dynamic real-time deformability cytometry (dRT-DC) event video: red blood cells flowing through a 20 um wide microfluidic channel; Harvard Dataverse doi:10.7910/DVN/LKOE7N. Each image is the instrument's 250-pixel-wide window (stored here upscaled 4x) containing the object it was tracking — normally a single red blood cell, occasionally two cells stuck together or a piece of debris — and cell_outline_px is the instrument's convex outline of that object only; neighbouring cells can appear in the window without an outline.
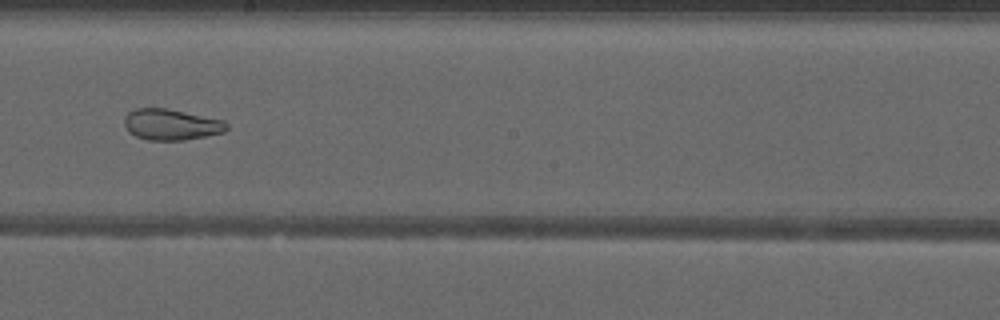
{"species": "common noctule bat (a hibernating species)", "species_latin": "Nyctalus noctula", "temperature_condition": "warm", "stored_images_in_passage": 46, "camera_frame_rate_fps": 3000, "um_per_image_px": 0.085, "animal": {"sex": "male", "forearm_length_mm": 52.5}, "frame": {"image": 1, "passage_image": 25, "time_ms": 8.0, "image_size_px": [1000, 320], "cell_outline_px": [[228, 128], [224, 132], [184, 140], [148, 140], [136, 136], [128, 132], [124, 124], [124, 116], [128, 112], [136, 108], [168, 108], [224, 120], [228, 124]], "centroid_in_image_um": [14.54, 10.58], "position_along_channel_um": 233.7, "area_um2": 18.61}}
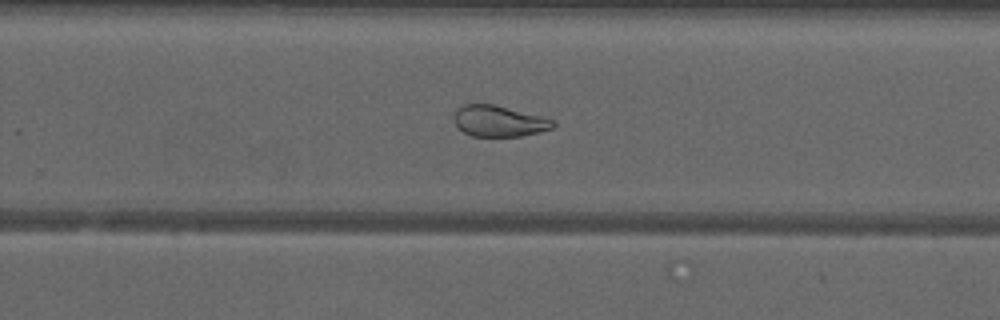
{"frame": {"image": 2, "passage_image": 29, "time_ms": 9.333, "image_size_px": [1000, 320], "cell_outline_px": [[556, 124], [552, 128], [540, 132], [520, 136], [472, 136], [464, 132], [456, 124], [456, 108], [464, 104], [492, 104], [556, 120]], "centroid_in_image_um": [42.44, 10.3], "position_along_channel_um": 287.4, "area_um2": 17.63}}
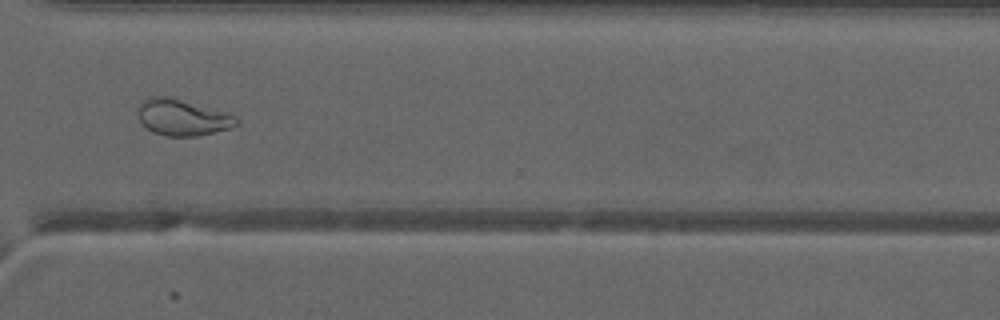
{"frame": {"image": 3, "passage_image": 34, "time_ms": 11.0, "image_size_px": [1000, 320], "cell_outline_px": [[236, 124], [232, 128], [196, 136], [168, 136], [152, 132], [140, 120], [136, 112], [136, 108], [140, 100], [148, 96], [168, 96], [236, 116]], "centroid_in_image_um": [15.41, 9.97], "position_along_channel_um": 355.2, "area_um2": 20.63}, "authors_computed_cell_mechanics": {"area_um2": 19.4497, "velocity_mm_per_s": 4.0442, "shape_relaxation_time_tau1_ms": null, "shape_relaxation_time_tau2_ms": 1.5746, "deformation_change_tau1": null, "deformation_change_tau2": 0.0866}}